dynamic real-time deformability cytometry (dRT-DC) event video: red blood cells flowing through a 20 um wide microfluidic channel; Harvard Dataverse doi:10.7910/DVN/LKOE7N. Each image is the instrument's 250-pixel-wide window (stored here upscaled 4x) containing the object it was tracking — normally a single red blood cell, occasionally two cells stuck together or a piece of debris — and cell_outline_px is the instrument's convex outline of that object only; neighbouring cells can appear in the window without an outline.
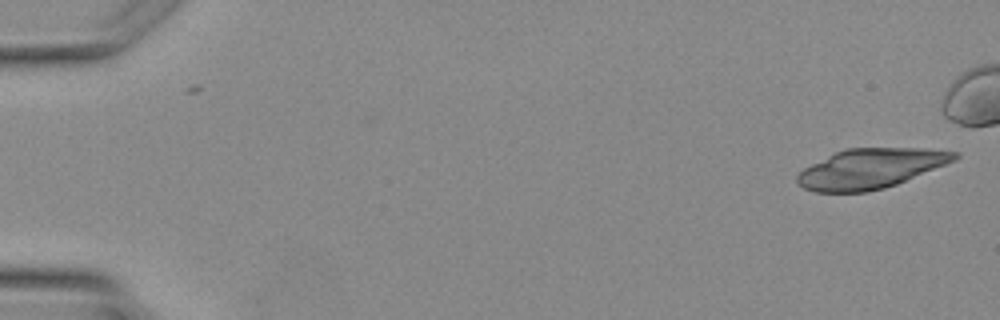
{"species": "Egyptian fruit bat (a non-hibernating species)", "species_latin": "Rousettus aegyptiacus", "temperature_condition": "warm", "stored_images_in_passage": 3, "camera_frame_rate_fps": 3000, "um_per_image_px": 0.085, "animal": {"sex": "female"}, "frame": {"image": 1, "passage_image": 1, "time_ms": 0.0, "image_size_px": [1000, 320], "cell_outline_px": [[960, 156], [956, 160], [896, 184], [884, 188], [868, 192], [816, 192], [804, 188], [796, 180], [796, 176], [804, 168], [836, 152], [848, 148], [920, 148], [960, 152]], "centroid_in_image_um": [74.02, 14.32], "position_along_channel_um": 11.0, "area_um2": 36.18}}